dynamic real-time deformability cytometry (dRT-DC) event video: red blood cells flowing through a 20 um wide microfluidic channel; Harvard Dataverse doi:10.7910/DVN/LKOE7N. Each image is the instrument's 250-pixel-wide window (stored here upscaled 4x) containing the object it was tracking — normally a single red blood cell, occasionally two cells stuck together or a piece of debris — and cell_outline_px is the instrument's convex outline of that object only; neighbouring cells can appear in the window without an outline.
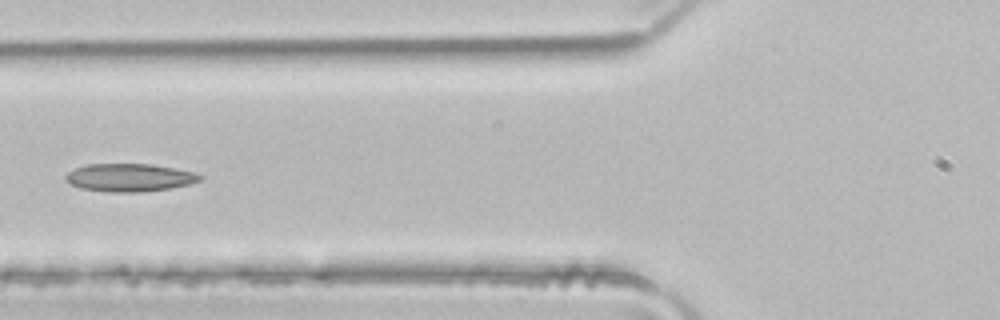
{"species": "common noctule bat (a hibernating species)", "species_latin": "Nyctalus noctula", "temperature_condition": "room temperature", "stored_images_in_passage": 5, "camera_frame_rate_fps": 3000, "um_per_image_px": 0.085, "animal": {"sex": "male", "body_mass_g": 21.5, "forearm_length_mm": 52.0}, "frame": {"image": 1, "passage_image": 4, "time_ms": 1.0, "image_size_px": [1000, 320], "cell_outline_px": [[204, 176], [200, 180], [188, 184], [168, 188], [140, 192], [108, 192], [80, 188], [72, 184], [64, 176], [68, 172], [76, 168], [88, 164], [152, 164], [192, 172]], "centroid_in_image_um": [10.99, 15.09], "position_along_channel_um": 114.8, "area_um2": 21.5}}
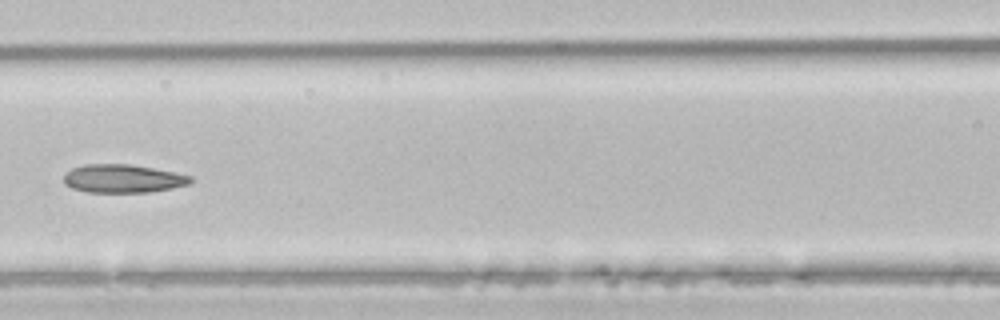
{"frame": {"image": 2, "passage_image": 5, "time_ms": 1.333, "image_size_px": [1000, 320], "cell_outline_px": [[192, 180], [188, 184], [172, 188], [148, 192], [88, 192], [72, 188], [64, 184], [64, 176], [72, 168], [84, 164], [132, 164], [176, 172], [192, 176]], "centroid_in_image_um": [10.45, 15.17], "position_along_channel_um": 156.1, "area_um2": 20.92}}